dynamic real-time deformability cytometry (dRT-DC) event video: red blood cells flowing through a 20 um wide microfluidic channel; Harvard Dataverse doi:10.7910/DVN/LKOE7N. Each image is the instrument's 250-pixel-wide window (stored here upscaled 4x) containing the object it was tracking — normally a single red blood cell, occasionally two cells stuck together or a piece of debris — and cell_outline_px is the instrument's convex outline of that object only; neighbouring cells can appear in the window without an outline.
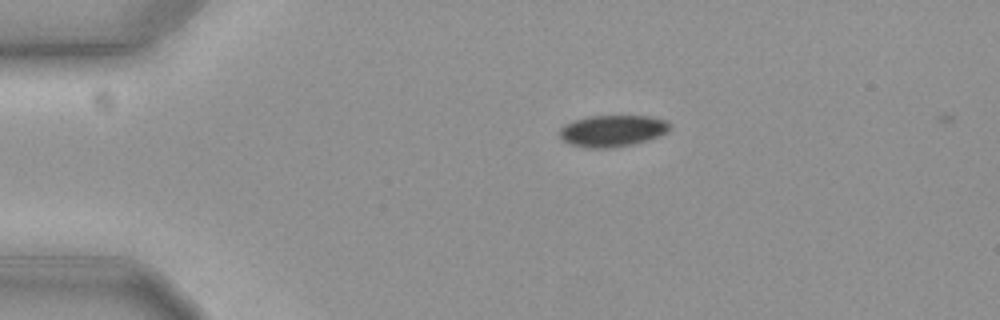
{"species": "common noctule bat (a hibernating species)", "species_latin": "Nyctalus noctula", "temperature_condition": "cold", "stored_images_in_passage": 11, "camera_frame_rate_fps": 3000, "um_per_image_px": 0.085, "animal": {"sex": "female", "body_mass_g": 19.3, "forearm_length_mm": 54.1}, "frame": {"image": 1, "passage_image": 1, "time_ms": 0.0, "image_size_px": [1000, 320], "cell_outline_px": [[672, 124], [668, 132], [632, 144], [604, 148], [592, 148], [572, 144], [564, 140], [560, 136], [560, 128], [564, 124], [572, 120], [588, 116], [652, 116], [668, 120]], "centroid_in_image_um": [52.08, 11.09], "position_along_channel_um": 32.9, "area_um2": 20.11}}
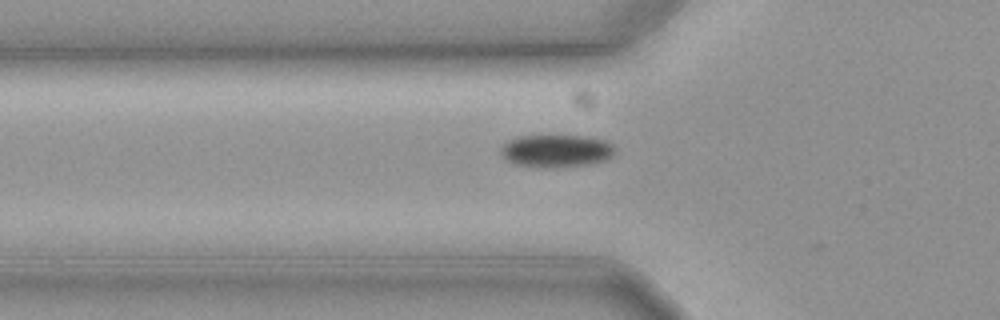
{"frame": {"image": 2, "passage_image": 9, "time_ms": 2.667, "image_size_px": [1000, 320], "cell_outline_px": [[616, 148], [612, 156], [608, 160], [588, 164], [552, 168], [544, 168], [516, 164], [504, 160], [500, 152], [500, 148], [508, 140], [520, 136], [588, 136], [608, 140]], "centroid_in_image_um": [47.3, 12.83], "position_along_channel_um": 78.5, "area_um2": 22.02}}